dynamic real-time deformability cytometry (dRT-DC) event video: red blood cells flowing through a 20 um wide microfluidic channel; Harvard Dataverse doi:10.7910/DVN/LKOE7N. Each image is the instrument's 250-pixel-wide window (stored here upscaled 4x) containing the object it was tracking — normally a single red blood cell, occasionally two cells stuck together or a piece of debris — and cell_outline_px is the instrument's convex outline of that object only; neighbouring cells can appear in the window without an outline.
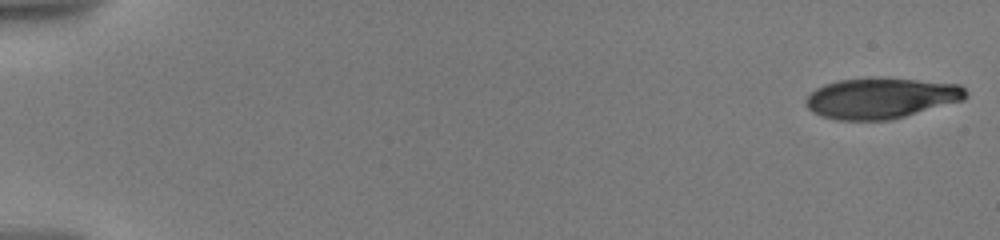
{"species": "human", "species_latin": "Homo sapiens", "temperature_condition": "warm", "stored_images_in_passage": 20, "camera_frame_rate_fps": 3000, "um_per_image_px": 0.085, "donor": {"sex": "male"}, "frame": {"image": 1, "passage_image": 1, "time_ms": 0.0, "image_size_px": [1000, 240], "cell_outline_px": [[968, 96], [964, 100], [904, 116], [888, 120], [836, 120], [812, 112], [808, 108], [804, 100], [808, 92], [824, 84], [836, 80], [916, 80], [960, 84], [968, 92]], "centroid_in_image_um": [74.87, 8.37], "position_along_channel_um": 10.1, "area_um2": 37.22}}